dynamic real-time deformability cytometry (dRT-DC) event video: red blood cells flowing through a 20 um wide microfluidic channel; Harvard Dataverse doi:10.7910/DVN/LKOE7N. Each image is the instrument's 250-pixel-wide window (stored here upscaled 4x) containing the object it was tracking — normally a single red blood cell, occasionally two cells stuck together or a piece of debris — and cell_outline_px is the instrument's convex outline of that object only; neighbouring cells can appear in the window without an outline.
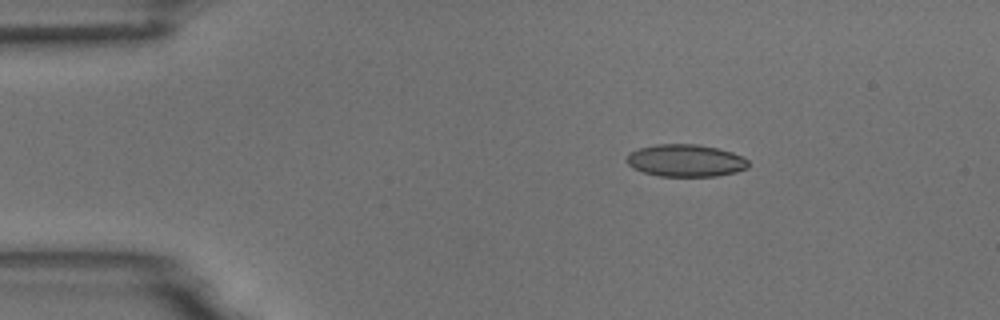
{"species": "common noctule bat (a hibernating species)", "species_latin": "Nyctalus noctula", "temperature_condition": "room temperature", "stored_images_in_passage": 4, "camera_frame_rate_fps": 3000, "um_per_image_px": 0.085, "animal": {"sex": "male", "body_mass_g": 18.8}, "frame": {"image": 1, "passage_image": 2, "time_ms": 1.333, "image_size_px": [1000, 320], "cell_outline_px": [[748, 168], [736, 172], [716, 176], [660, 176], [644, 172], [632, 168], [624, 160], [628, 152], [640, 148], [656, 144], [696, 144], [716, 148], [732, 152], [744, 156], [748, 160]], "centroid_in_image_um": [58.26, 13.64], "position_along_channel_um": 26.7, "area_um2": 23.06}}